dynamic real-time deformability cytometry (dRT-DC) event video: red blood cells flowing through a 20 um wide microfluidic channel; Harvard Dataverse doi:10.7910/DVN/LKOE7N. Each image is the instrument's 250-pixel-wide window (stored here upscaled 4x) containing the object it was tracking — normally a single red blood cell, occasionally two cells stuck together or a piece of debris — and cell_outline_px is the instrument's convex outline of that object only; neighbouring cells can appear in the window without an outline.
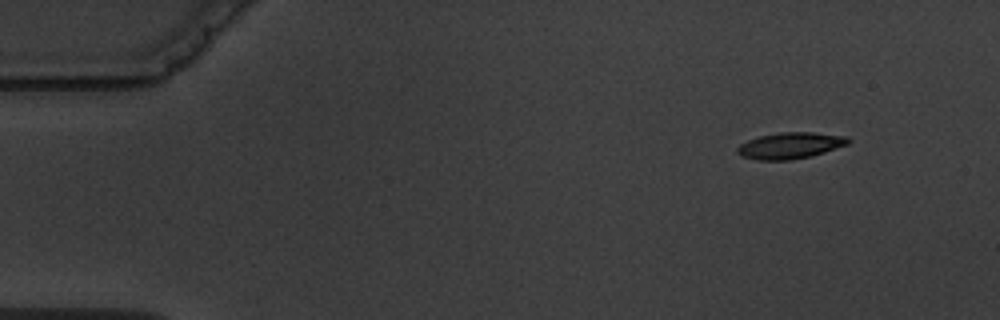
{"species": "common noctule bat (a hibernating species)", "species_latin": "Nyctalus noctula", "temperature_condition": "warm", "stored_images_in_passage": 3, "camera_frame_rate_fps": 3000, "um_per_image_px": 0.085, "animal": {"sex": "male", "body_mass_g": 19.5, "forearm_length_mm": 54.6}, "frame": {"image": 1, "passage_image": 1, "time_ms": 0.0, "image_size_px": [1000, 320], "cell_outline_px": [[852, 140], [848, 144], [824, 152], [808, 156], [788, 160], [756, 160], [744, 156], [736, 152], [736, 148], [740, 144], [748, 140], [760, 136], [780, 132], [812, 132], [848, 136]], "centroid_in_image_um": [67.18, 12.36], "position_along_channel_um": 17.8, "area_um2": 16.88}}
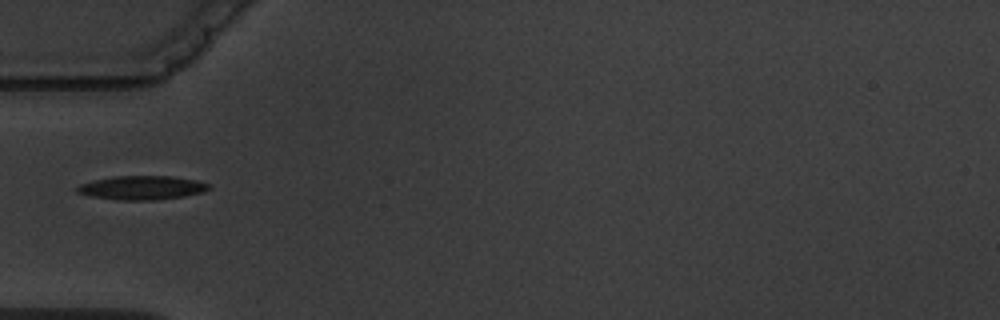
{"frame": {"image": 2, "passage_image": 3, "time_ms": 4.333, "image_size_px": [1000, 320], "cell_outline_px": [[212, 188], [204, 192], [184, 196], [152, 200], [120, 200], [92, 196], [76, 192], [76, 188], [80, 184], [112, 176], [172, 176], [196, 180], [212, 184]], "centroid_in_image_um": [12.13, 15.95], "position_along_channel_um": 72.9, "area_um2": 18.32}}